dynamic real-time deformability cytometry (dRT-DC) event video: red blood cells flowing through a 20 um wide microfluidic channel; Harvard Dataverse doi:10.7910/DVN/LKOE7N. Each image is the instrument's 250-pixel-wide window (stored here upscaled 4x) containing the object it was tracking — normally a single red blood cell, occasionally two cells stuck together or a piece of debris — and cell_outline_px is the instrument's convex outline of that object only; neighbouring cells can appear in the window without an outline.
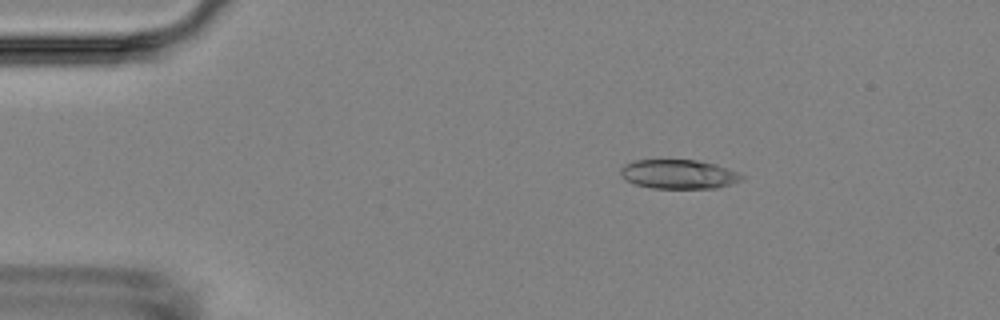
{"species": "Egyptian fruit bat (a non-hibernating species)", "species_latin": "Rousettus aegyptiacus", "temperature_condition": "room temperature", "stored_images_in_passage": 56, "camera_frame_rate_fps": 3000, "um_per_image_px": 0.085, "animal": {"sex": "female"}, "frame": {"image": 1, "passage_image": 10, "time_ms": 3.0, "image_size_px": [1000, 320], "cell_outline_px": [[744, 176], [740, 180], [716, 188], [652, 188], [636, 184], [628, 180], [620, 172], [620, 168], [624, 164], [636, 160], [696, 160], [716, 164], [736, 172]], "centroid_in_image_um": [57.66, 14.8], "position_along_channel_um": 27.3, "area_um2": 20.23}}
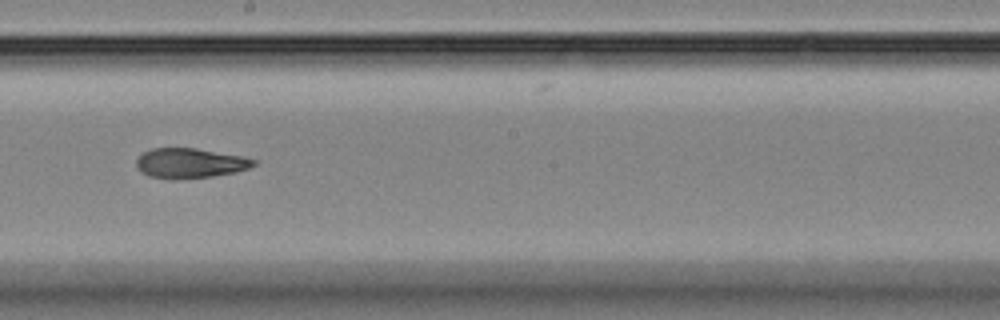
{"frame": {"image": 2, "passage_image": 32, "time_ms": 10.333, "image_size_px": [1000, 320], "cell_outline_px": [[256, 164], [248, 168], [236, 172], [212, 176], [172, 180], [148, 176], [140, 172], [136, 168], [136, 160], [144, 152], [152, 148], [196, 148], [240, 156], [256, 160]], "centroid_in_image_um": [16.1, 13.88], "position_along_channel_um": 232.1, "area_um2": 20.46}}
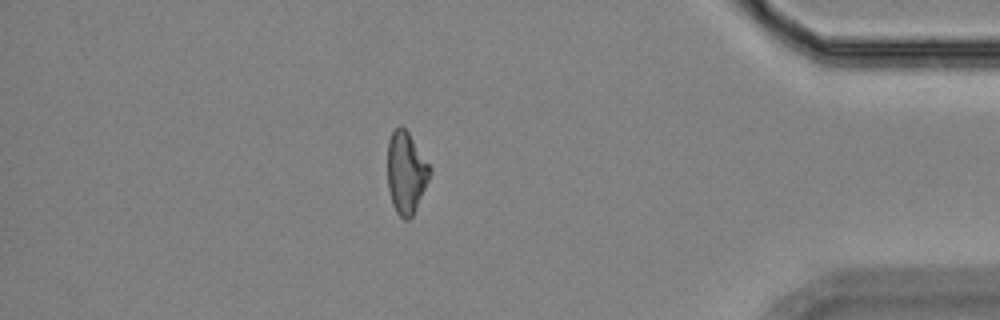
{"frame": {"image": 3, "passage_image": 49, "time_ms": 16.0, "image_size_px": [1000, 320], "cell_outline_px": [[432, 172], [416, 208], [412, 216], [408, 220], [404, 220], [396, 212], [392, 204], [388, 188], [388, 140], [392, 132], [400, 124], [408, 132], [432, 168]], "centroid_in_image_um": [34.52, 14.68], "position_along_channel_um": 400.7, "area_um2": 20.17}, "authors_computed_cell_mechanics": {"area_um2": 20.808, "velocity_mm_per_s": 3.6005, "shape_relaxation_time_tau1_ms": 9.878, "shape_relaxation_time_tau2_ms": 4.0892, "deformation_change_tau1": 0.2627, "deformation_change_tau2": 0.1221}}